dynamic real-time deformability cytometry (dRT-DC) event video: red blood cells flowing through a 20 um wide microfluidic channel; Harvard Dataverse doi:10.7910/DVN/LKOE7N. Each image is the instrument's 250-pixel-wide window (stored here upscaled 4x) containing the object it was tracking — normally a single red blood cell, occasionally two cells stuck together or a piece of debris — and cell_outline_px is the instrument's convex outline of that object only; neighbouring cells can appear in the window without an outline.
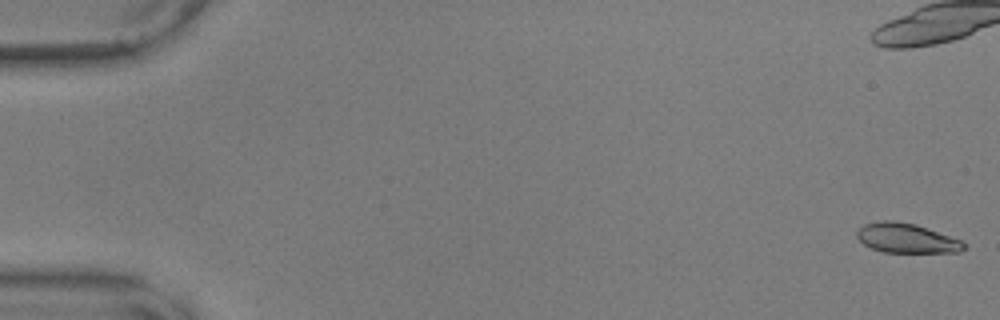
{"species": "common noctule bat (a hibernating species)", "species_latin": "Nyctalus noctula", "temperature_condition": "warm", "stored_images_in_passage": 57, "camera_frame_rate_fps": 3000, "um_per_image_px": 0.085, "animal": {"sex": "male", "body_mass_g": 17.9, "forearm_length_mm": 54.2}, "frame": {"image": 1, "passage_image": 1, "time_ms": 0.0, "image_size_px": [1000, 320], "cell_outline_px": [[964, 248], [960, 252], [884, 252], [872, 248], [864, 244], [856, 236], [856, 232], [864, 224], [880, 220], [896, 220], [916, 224], [960, 240], [964, 244]], "centroid_in_image_um": [77.01, 20.23], "position_along_channel_um": 8.0, "area_um2": 18.26}, "authors_computed_cell_mechanics": {"area_um2": 19.9988, "velocity_mm_per_s": 3.5986, "shape_relaxation_time_tau1_ms": 7.7595, "shape_relaxation_time_tau2_ms": 2.008, "deformation_change_tau1": 0.1985, "deformation_change_tau2": 0.0913}}